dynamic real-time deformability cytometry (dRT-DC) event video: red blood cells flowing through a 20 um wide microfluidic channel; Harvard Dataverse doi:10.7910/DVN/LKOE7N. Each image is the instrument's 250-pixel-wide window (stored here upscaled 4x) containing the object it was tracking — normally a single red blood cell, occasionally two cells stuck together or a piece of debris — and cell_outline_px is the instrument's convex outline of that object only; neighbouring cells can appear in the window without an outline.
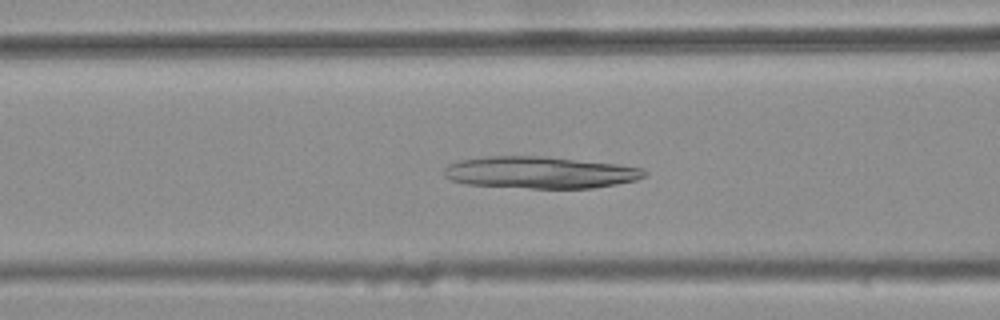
{"species": "common noctule bat (a hibernating species)", "species_latin": "Nyctalus noctula", "temperature_condition": "warm", "stored_images_in_passage": 44, "camera_frame_rate_fps": 3000, "um_per_image_px": 0.085, "animal": {"sex": "female", "body_mass_g": 25.1}, "frame": {"image": 1, "passage_image": 20, "time_ms": 6.333, "image_size_px": [1000, 320], "cell_outline_px": [[648, 172], [644, 176], [636, 180], [616, 184], [592, 188], [528, 188], [464, 184], [452, 180], [444, 176], [444, 168], [448, 164], [460, 160], [484, 156], [544, 156], [616, 164], [644, 168]], "centroid_in_image_um": [45.88, 14.66], "position_along_channel_um": 120.7, "area_um2": 37.28}}
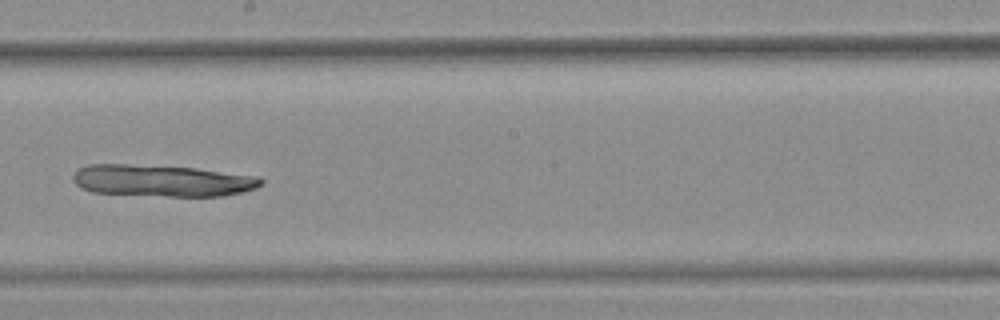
{"frame": {"image": 2, "passage_image": 29, "time_ms": 9.333, "image_size_px": [1000, 320], "cell_outline_px": [[264, 184], [256, 188], [240, 192], [220, 196], [168, 196], [92, 192], [80, 188], [72, 180], [72, 176], [80, 168], [88, 164], [128, 164], [196, 168], [260, 176], [264, 180]], "centroid_in_image_um": [13.8, 15.35], "position_along_channel_um": 234.4, "area_um2": 34.85}}
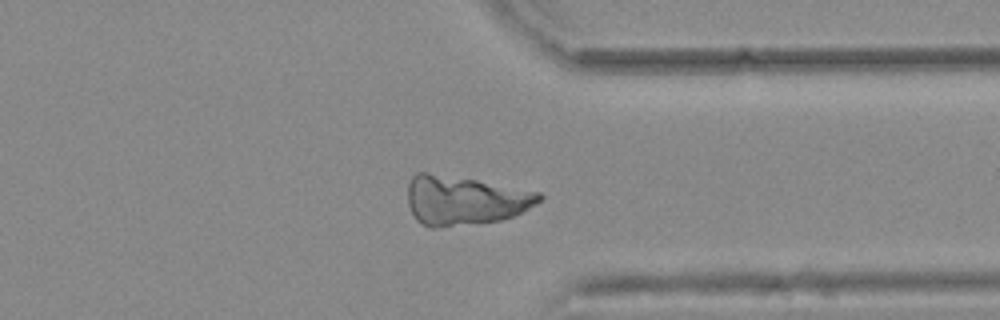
{"frame": {"image": 3, "passage_image": 40, "time_ms": 13.0, "image_size_px": [1000, 320], "cell_outline_px": [[544, 196], [536, 204], [512, 216], [500, 220], [480, 224], [436, 228], [428, 228], [416, 220], [408, 204], [408, 184], [412, 176], [416, 172], [424, 172], [476, 180], [540, 192]], "centroid_in_image_um": [39.46, 17.05], "position_along_channel_um": 371.9, "area_um2": 37.74}}